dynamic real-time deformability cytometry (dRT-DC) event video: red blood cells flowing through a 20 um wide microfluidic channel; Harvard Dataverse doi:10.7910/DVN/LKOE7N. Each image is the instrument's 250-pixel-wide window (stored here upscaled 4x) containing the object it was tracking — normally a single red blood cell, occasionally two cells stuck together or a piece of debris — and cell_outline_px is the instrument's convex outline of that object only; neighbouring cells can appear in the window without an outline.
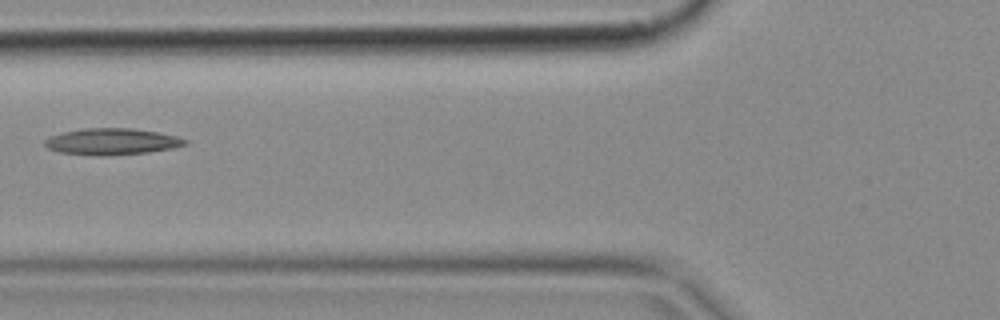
{"species": "common noctule bat (a hibernating species)", "species_latin": "Nyctalus noctula", "temperature_condition": "cold", "stored_images_in_passage": 5, "camera_frame_rate_fps": 3000, "um_per_image_px": 0.085, "animal": {"sex": "female", "body_mass_g": 18.4}, "frame": {"image": 1, "passage_image": 5, "time_ms": 1.333, "image_size_px": [1000, 320], "cell_outline_px": [[188, 144], [172, 148], [148, 152], [60, 152], [48, 148], [44, 144], [44, 140], [52, 136], [64, 132], [84, 128], [132, 128], [156, 132], [176, 136], [188, 140]], "centroid_in_image_um": [9.57, 11.97], "position_along_channel_um": 116.2, "area_um2": 20.11}}